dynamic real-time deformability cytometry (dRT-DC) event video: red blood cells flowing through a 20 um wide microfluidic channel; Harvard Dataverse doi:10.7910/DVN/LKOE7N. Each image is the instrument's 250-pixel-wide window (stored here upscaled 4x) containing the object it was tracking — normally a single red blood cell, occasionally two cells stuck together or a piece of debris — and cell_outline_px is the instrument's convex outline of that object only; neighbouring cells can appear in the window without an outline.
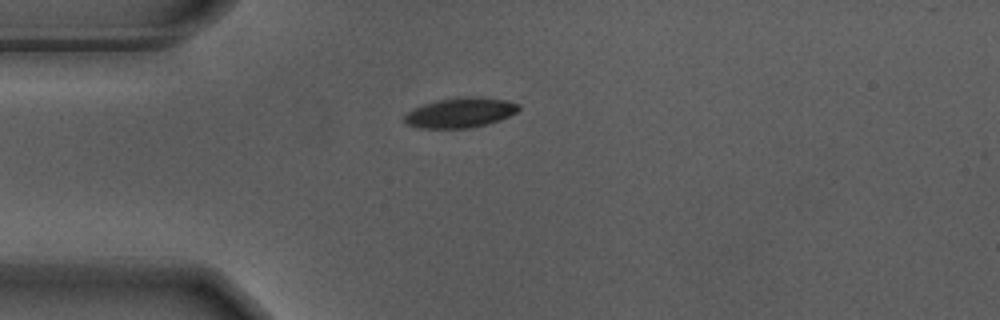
{"species": "Egyptian fruit bat (a non-hibernating species)", "species_latin": "Rousettus aegyptiacus", "temperature_condition": "warm", "stored_images_in_passage": 42, "camera_frame_rate_fps": 3000, "um_per_image_px": 0.085, "animal": {"sex": "male"}, "frame": {"image": 1, "passage_image": 1, "time_ms": 0.0, "image_size_px": [1000, 320], "cell_outline_px": [[520, 108], [516, 112], [500, 120], [488, 124], [468, 128], [420, 128], [408, 124], [404, 120], [404, 116], [408, 112], [424, 104], [436, 100], [456, 96], [480, 96], [504, 100], [520, 104]], "centroid_in_image_um": [39.15, 9.56], "position_along_channel_um": 45.9, "area_um2": 20.0}}
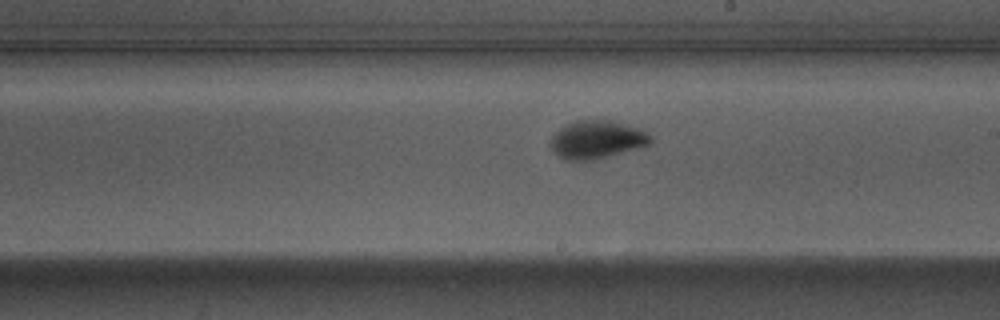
{"frame": {"image": 2, "passage_image": 18, "time_ms": 5.667, "image_size_px": [1000, 320], "cell_outline_px": [[652, 144], [640, 148], [592, 160], [564, 160], [552, 148], [548, 140], [560, 128], [576, 120], [608, 120], [644, 128], [652, 136]], "centroid_in_image_um": [50.79, 11.85], "position_along_channel_um": 238.2, "area_um2": 22.37}}
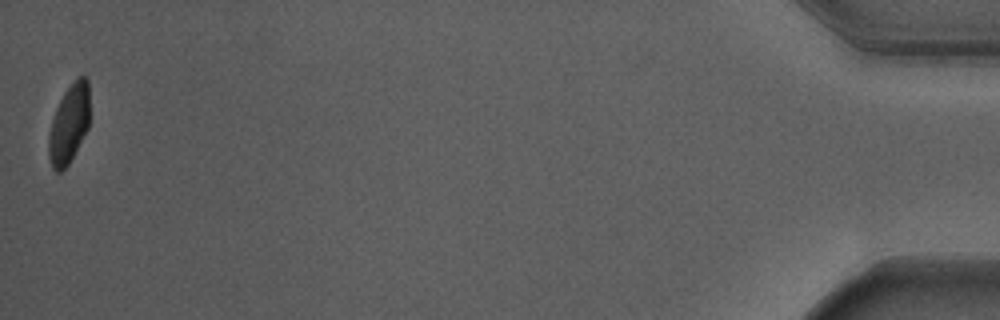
{"frame": {"image": 3, "passage_image": 42, "time_ms": 13.667, "image_size_px": [1000, 320], "cell_outline_px": [[88, 128], [68, 164], [60, 172], [56, 172], [52, 168], [48, 156], [48, 136], [52, 120], [56, 108], [64, 92], [80, 76], [84, 76], [88, 80]], "centroid_in_image_um": [5.84, 10.57], "position_along_channel_um": 429.4, "area_um2": 18.44}, "authors_computed_cell_mechanics": {"area_um2": 20.6057, "velocity_mm_per_s": 3.6703, "shape_relaxation_time_tau1_ms": 2.1228, "shape_relaxation_time_tau2_ms": null, "deformation_change_tau1": 0.1614, "deformation_change_tau2": null}}